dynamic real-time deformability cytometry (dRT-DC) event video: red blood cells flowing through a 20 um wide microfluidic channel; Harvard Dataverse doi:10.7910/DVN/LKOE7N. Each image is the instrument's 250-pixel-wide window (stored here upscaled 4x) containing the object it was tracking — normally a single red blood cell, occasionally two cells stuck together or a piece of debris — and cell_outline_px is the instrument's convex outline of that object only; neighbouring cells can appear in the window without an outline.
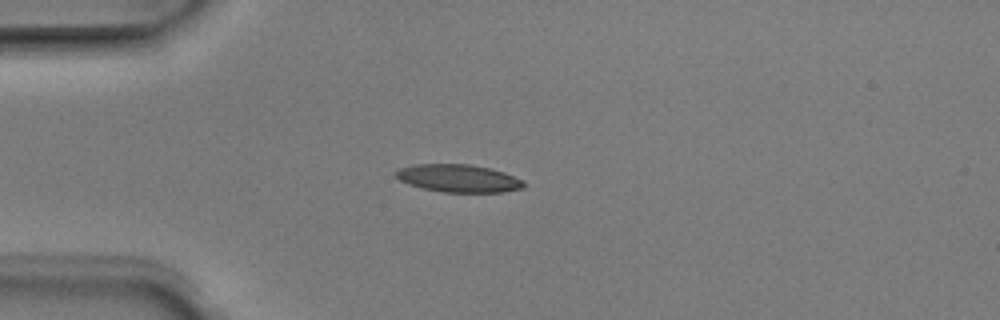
{"species": "Egyptian fruit bat (a non-hibernating species)", "species_latin": "Rousettus aegyptiacus", "temperature_condition": "room temperature", "stored_images_in_passage": 7, "camera_frame_rate_fps": 3000, "um_per_image_px": 0.085, "animal": {"sex": "male"}, "frame": {"image": 1, "passage_image": 4, "time_ms": 1.0, "image_size_px": [1000, 320], "cell_outline_px": [[524, 188], [504, 192], [444, 192], [424, 188], [408, 184], [400, 180], [392, 172], [400, 168], [416, 164], [468, 164], [488, 168], [504, 172], [524, 180]], "centroid_in_image_um": [38.97, 15.15], "position_along_channel_um": 46.0, "area_um2": 20.63}}
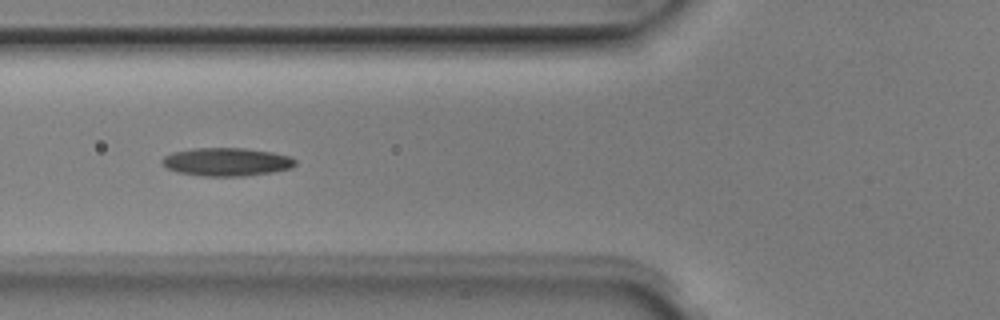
{"frame": {"image": 2, "passage_image": 6, "time_ms": 1.667, "image_size_px": [1000, 320], "cell_outline_px": [[296, 164], [292, 168], [272, 172], [244, 176], [204, 176], [176, 172], [168, 168], [160, 160], [164, 156], [172, 152], [192, 148], [244, 148], [272, 152], [292, 156], [296, 160]], "centroid_in_image_um": [19.28, 13.75], "position_along_channel_um": 106.5, "area_um2": 22.02}}
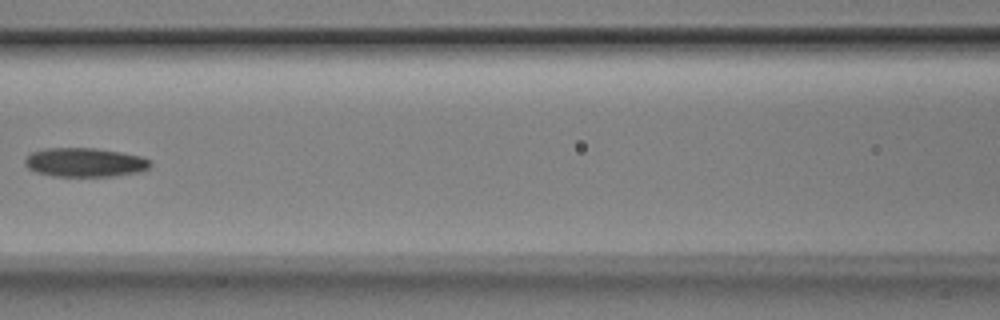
{"frame": {"image": 3, "passage_image": 7, "time_ms": 2.0, "image_size_px": [1000, 320], "cell_outline_px": [[152, 164], [148, 168], [140, 172], [116, 176], [52, 176], [36, 172], [28, 168], [24, 164], [24, 160], [32, 152], [44, 148], [96, 148], [120, 152], [140, 156], [148, 160]], "centroid_in_image_um": [7.2, 13.8], "position_along_channel_um": 159.4, "area_um2": 21.21}}